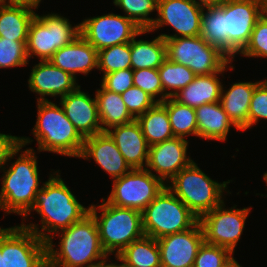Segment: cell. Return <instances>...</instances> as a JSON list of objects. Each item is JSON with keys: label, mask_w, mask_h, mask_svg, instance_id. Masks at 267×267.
<instances>
[{"label": "cell", "mask_w": 267, "mask_h": 267, "mask_svg": "<svg viewBox=\"0 0 267 267\" xmlns=\"http://www.w3.org/2000/svg\"><path fill=\"white\" fill-rule=\"evenodd\" d=\"M59 172H51L48 180L42 183L30 212L23 217L20 224L45 242L58 231L68 228L89 213V207L86 208L79 202ZM31 211L40 215L41 229L36 223L24 224L23 221L27 220Z\"/></svg>", "instance_id": "1"}, {"label": "cell", "mask_w": 267, "mask_h": 267, "mask_svg": "<svg viewBox=\"0 0 267 267\" xmlns=\"http://www.w3.org/2000/svg\"><path fill=\"white\" fill-rule=\"evenodd\" d=\"M56 236L60 237L58 245L53 243ZM46 244L47 267H98L109 259L102 248L96 220L90 212L80 221L58 231Z\"/></svg>", "instance_id": "2"}, {"label": "cell", "mask_w": 267, "mask_h": 267, "mask_svg": "<svg viewBox=\"0 0 267 267\" xmlns=\"http://www.w3.org/2000/svg\"><path fill=\"white\" fill-rule=\"evenodd\" d=\"M34 140L29 137H20V144L10 153L6 165L1 169L4 173L1 178L0 210L7 215L14 213L24 217L30 212L38 190L42 188L39 179L38 160L36 150L23 147L31 144ZM20 152V155H18ZM15 161L10 162L15 156ZM40 186V187H39Z\"/></svg>", "instance_id": "3"}, {"label": "cell", "mask_w": 267, "mask_h": 267, "mask_svg": "<svg viewBox=\"0 0 267 267\" xmlns=\"http://www.w3.org/2000/svg\"><path fill=\"white\" fill-rule=\"evenodd\" d=\"M32 131L39 153L47 151L78 158L82 153L84 138L66 117L61 104L37 101V119Z\"/></svg>", "instance_id": "4"}, {"label": "cell", "mask_w": 267, "mask_h": 267, "mask_svg": "<svg viewBox=\"0 0 267 267\" xmlns=\"http://www.w3.org/2000/svg\"><path fill=\"white\" fill-rule=\"evenodd\" d=\"M98 211H101V213ZM89 212L96 220L102 248L108 256L115 257L133 241L143 237L142 212L108 203L89 204Z\"/></svg>", "instance_id": "5"}, {"label": "cell", "mask_w": 267, "mask_h": 267, "mask_svg": "<svg viewBox=\"0 0 267 267\" xmlns=\"http://www.w3.org/2000/svg\"><path fill=\"white\" fill-rule=\"evenodd\" d=\"M230 181L232 182L228 180L219 183L211 179L193 160L177 173L166 187L200 219L219 206L225 195L231 194L227 186ZM225 192L227 194H224Z\"/></svg>", "instance_id": "6"}, {"label": "cell", "mask_w": 267, "mask_h": 267, "mask_svg": "<svg viewBox=\"0 0 267 267\" xmlns=\"http://www.w3.org/2000/svg\"><path fill=\"white\" fill-rule=\"evenodd\" d=\"M143 231L154 239L194 227L197 216L167 187L142 211Z\"/></svg>", "instance_id": "7"}, {"label": "cell", "mask_w": 267, "mask_h": 267, "mask_svg": "<svg viewBox=\"0 0 267 267\" xmlns=\"http://www.w3.org/2000/svg\"><path fill=\"white\" fill-rule=\"evenodd\" d=\"M80 35V24L72 26L58 13L37 14L30 23L27 40L28 58L49 60L61 47L71 44Z\"/></svg>", "instance_id": "8"}, {"label": "cell", "mask_w": 267, "mask_h": 267, "mask_svg": "<svg viewBox=\"0 0 267 267\" xmlns=\"http://www.w3.org/2000/svg\"><path fill=\"white\" fill-rule=\"evenodd\" d=\"M167 59L187 66L196 75L219 72L230 59L217 47L205 42L202 37H177L165 39Z\"/></svg>", "instance_id": "9"}, {"label": "cell", "mask_w": 267, "mask_h": 267, "mask_svg": "<svg viewBox=\"0 0 267 267\" xmlns=\"http://www.w3.org/2000/svg\"><path fill=\"white\" fill-rule=\"evenodd\" d=\"M106 201L114 206L143 211L166 187L147 169H132L113 180Z\"/></svg>", "instance_id": "10"}, {"label": "cell", "mask_w": 267, "mask_h": 267, "mask_svg": "<svg viewBox=\"0 0 267 267\" xmlns=\"http://www.w3.org/2000/svg\"><path fill=\"white\" fill-rule=\"evenodd\" d=\"M225 207L223 201L219 206L204 214L199 222L206 243L228 248L234 254L252 206L243 209L236 208V205L231 208Z\"/></svg>", "instance_id": "11"}, {"label": "cell", "mask_w": 267, "mask_h": 267, "mask_svg": "<svg viewBox=\"0 0 267 267\" xmlns=\"http://www.w3.org/2000/svg\"><path fill=\"white\" fill-rule=\"evenodd\" d=\"M267 0H227L225 25L228 33V58L233 61L250 40L258 19L266 9Z\"/></svg>", "instance_id": "12"}, {"label": "cell", "mask_w": 267, "mask_h": 267, "mask_svg": "<svg viewBox=\"0 0 267 267\" xmlns=\"http://www.w3.org/2000/svg\"><path fill=\"white\" fill-rule=\"evenodd\" d=\"M80 35L97 51L130 42L142 29L124 15L108 13L85 18Z\"/></svg>", "instance_id": "13"}, {"label": "cell", "mask_w": 267, "mask_h": 267, "mask_svg": "<svg viewBox=\"0 0 267 267\" xmlns=\"http://www.w3.org/2000/svg\"><path fill=\"white\" fill-rule=\"evenodd\" d=\"M203 7L192 0H158L157 18L149 29L154 32L163 26H170L175 33L163 34L164 40L177 37H193L201 34ZM177 32V33H176Z\"/></svg>", "instance_id": "14"}, {"label": "cell", "mask_w": 267, "mask_h": 267, "mask_svg": "<svg viewBox=\"0 0 267 267\" xmlns=\"http://www.w3.org/2000/svg\"><path fill=\"white\" fill-rule=\"evenodd\" d=\"M6 267H47V244L21 225L5 228Z\"/></svg>", "instance_id": "15"}, {"label": "cell", "mask_w": 267, "mask_h": 267, "mask_svg": "<svg viewBox=\"0 0 267 267\" xmlns=\"http://www.w3.org/2000/svg\"><path fill=\"white\" fill-rule=\"evenodd\" d=\"M204 241L200 222L185 231L158 238L161 267H193Z\"/></svg>", "instance_id": "16"}, {"label": "cell", "mask_w": 267, "mask_h": 267, "mask_svg": "<svg viewBox=\"0 0 267 267\" xmlns=\"http://www.w3.org/2000/svg\"><path fill=\"white\" fill-rule=\"evenodd\" d=\"M188 145V140L174 137L149 146L145 169L167 185L177 173L193 161L187 156Z\"/></svg>", "instance_id": "17"}, {"label": "cell", "mask_w": 267, "mask_h": 267, "mask_svg": "<svg viewBox=\"0 0 267 267\" xmlns=\"http://www.w3.org/2000/svg\"><path fill=\"white\" fill-rule=\"evenodd\" d=\"M76 81L77 79L71 74L53 65L49 60H45L33 65L28 79V88L40 96L37 101H46L49 100L46 95L62 98L73 92L80 86Z\"/></svg>", "instance_id": "18"}, {"label": "cell", "mask_w": 267, "mask_h": 267, "mask_svg": "<svg viewBox=\"0 0 267 267\" xmlns=\"http://www.w3.org/2000/svg\"><path fill=\"white\" fill-rule=\"evenodd\" d=\"M59 104L83 138L102 132L96 97L91 98L81 86L60 98Z\"/></svg>", "instance_id": "19"}, {"label": "cell", "mask_w": 267, "mask_h": 267, "mask_svg": "<svg viewBox=\"0 0 267 267\" xmlns=\"http://www.w3.org/2000/svg\"><path fill=\"white\" fill-rule=\"evenodd\" d=\"M79 158L88 161L92 158L104 172L111 176L112 181L132 170L107 132L84 138V146Z\"/></svg>", "instance_id": "20"}, {"label": "cell", "mask_w": 267, "mask_h": 267, "mask_svg": "<svg viewBox=\"0 0 267 267\" xmlns=\"http://www.w3.org/2000/svg\"><path fill=\"white\" fill-rule=\"evenodd\" d=\"M106 132L132 169H145L149 145L136 119L128 124L112 127Z\"/></svg>", "instance_id": "21"}, {"label": "cell", "mask_w": 267, "mask_h": 267, "mask_svg": "<svg viewBox=\"0 0 267 267\" xmlns=\"http://www.w3.org/2000/svg\"><path fill=\"white\" fill-rule=\"evenodd\" d=\"M97 57L98 51L79 35L71 44L58 49L49 61L77 79V73L88 75L98 69Z\"/></svg>", "instance_id": "22"}, {"label": "cell", "mask_w": 267, "mask_h": 267, "mask_svg": "<svg viewBox=\"0 0 267 267\" xmlns=\"http://www.w3.org/2000/svg\"><path fill=\"white\" fill-rule=\"evenodd\" d=\"M232 62L230 60L219 72L209 75H196L194 80L176 93L173 98L179 103L194 109L203 104L219 102L223 86L219 75L226 72L228 65Z\"/></svg>", "instance_id": "23"}, {"label": "cell", "mask_w": 267, "mask_h": 267, "mask_svg": "<svg viewBox=\"0 0 267 267\" xmlns=\"http://www.w3.org/2000/svg\"><path fill=\"white\" fill-rule=\"evenodd\" d=\"M260 82H235L227 90L224 88V85L222 86L219 102L229 119L240 131H246L248 129L250 101L255 87Z\"/></svg>", "instance_id": "24"}, {"label": "cell", "mask_w": 267, "mask_h": 267, "mask_svg": "<svg viewBox=\"0 0 267 267\" xmlns=\"http://www.w3.org/2000/svg\"><path fill=\"white\" fill-rule=\"evenodd\" d=\"M197 137L203 140L226 141L231 127L239 129L229 119L220 102L207 103L195 108Z\"/></svg>", "instance_id": "25"}, {"label": "cell", "mask_w": 267, "mask_h": 267, "mask_svg": "<svg viewBox=\"0 0 267 267\" xmlns=\"http://www.w3.org/2000/svg\"><path fill=\"white\" fill-rule=\"evenodd\" d=\"M151 33L149 30H141L130 41L131 68L139 69H158L167 59L166 44L161 36L155 37L152 41L136 40L137 36Z\"/></svg>", "instance_id": "26"}, {"label": "cell", "mask_w": 267, "mask_h": 267, "mask_svg": "<svg viewBox=\"0 0 267 267\" xmlns=\"http://www.w3.org/2000/svg\"><path fill=\"white\" fill-rule=\"evenodd\" d=\"M96 89L95 97L99 111L102 132L112 127L128 124L135 118L127 110L121 94L109 91L102 85Z\"/></svg>", "instance_id": "27"}, {"label": "cell", "mask_w": 267, "mask_h": 267, "mask_svg": "<svg viewBox=\"0 0 267 267\" xmlns=\"http://www.w3.org/2000/svg\"><path fill=\"white\" fill-rule=\"evenodd\" d=\"M35 15L33 9L0 2V37L27 41L29 26Z\"/></svg>", "instance_id": "28"}, {"label": "cell", "mask_w": 267, "mask_h": 267, "mask_svg": "<svg viewBox=\"0 0 267 267\" xmlns=\"http://www.w3.org/2000/svg\"><path fill=\"white\" fill-rule=\"evenodd\" d=\"M115 259L127 267H161L157 239L146 235L133 241Z\"/></svg>", "instance_id": "29"}, {"label": "cell", "mask_w": 267, "mask_h": 267, "mask_svg": "<svg viewBox=\"0 0 267 267\" xmlns=\"http://www.w3.org/2000/svg\"><path fill=\"white\" fill-rule=\"evenodd\" d=\"M136 121L149 146L174 138L167 108L162 103H156Z\"/></svg>", "instance_id": "30"}, {"label": "cell", "mask_w": 267, "mask_h": 267, "mask_svg": "<svg viewBox=\"0 0 267 267\" xmlns=\"http://www.w3.org/2000/svg\"><path fill=\"white\" fill-rule=\"evenodd\" d=\"M200 36L205 42L217 47L228 57V33H226L225 25V3L220 6H208L203 8Z\"/></svg>", "instance_id": "31"}, {"label": "cell", "mask_w": 267, "mask_h": 267, "mask_svg": "<svg viewBox=\"0 0 267 267\" xmlns=\"http://www.w3.org/2000/svg\"><path fill=\"white\" fill-rule=\"evenodd\" d=\"M162 104L167 108L174 137L186 139L197 137V120L195 109L183 105L173 97L166 98Z\"/></svg>", "instance_id": "32"}, {"label": "cell", "mask_w": 267, "mask_h": 267, "mask_svg": "<svg viewBox=\"0 0 267 267\" xmlns=\"http://www.w3.org/2000/svg\"><path fill=\"white\" fill-rule=\"evenodd\" d=\"M158 72L163 86V101L185 88L196 76L187 66L168 59L158 68Z\"/></svg>", "instance_id": "33"}, {"label": "cell", "mask_w": 267, "mask_h": 267, "mask_svg": "<svg viewBox=\"0 0 267 267\" xmlns=\"http://www.w3.org/2000/svg\"><path fill=\"white\" fill-rule=\"evenodd\" d=\"M113 4L142 30H149L156 19L149 16L157 11L158 0H113Z\"/></svg>", "instance_id": "34"}, {"label": "cell", "mask_w": 267, "mask_h": 267, "mask_svg": "<svg viewBox=\"0 0 267 267\" xmlns=\"http://www.w3.org/2000/svg\"><path fill=\"white\" fill-rule=\"evenodd\" d=\"M130 42L117 44L98 51V69L105 74L131 68Z\"/></svg>", "instance_id": "35"}, {"label": "cell", "mask_w": 267, "mask_h": 267, "mask_svg": "<svg viewBox=\"0 0 267 267\" xmlns=\"http://www.w3.org/2000/svg\"><path fill=\"white\" fill-rule=\"evenodd\" d=\"M27 41H15L0 37V69L29 64Z\"/></svg>", "instance_id": "36"}, {"label": "cell", "mask_w": 267, "mask_h": 267, "mask_svg": "<svg viewBox=\"0 0 267 267\" xmlns=\"http://www.w3.org/2000/svg\"><path fill=\"white\" fill-rule=\"evenodd\" d=\"M245 57L267 58V13L258 19L250 36V40L239 55Z\"/></svg>", "instance_id": "37"}, {"label": "cell", "mask_w": 267, "mask_h": 267, "mask_svg": "<svg viewBox=\"0 0 267 267\" xmlns=\"http://www.w3.org/2000/svg\"><path fill=\"white\" fill-rule=\"evenodd\" d=\"M233 255L228 248L204 241L198 250L193 267H223Z\"/></svg>", "instance_id": "38"}, {"label": "cell", "mask_w": 267, "mask_h": 267, "mask_svg": "<svg viewBox=\"0 0 267 267\" xmlns=\"http://www.w3.org/2000/svg\"><path fill=\"white\" fill-rule=\"evenodd\" d=\"M133 85L141 88L157 103L163 102V86L158 69L133 70Z\"/></svg>", "instance_id": "39"}, {"label": "cell", "mask_w": 267, "mask_h": 267, "mask_svg": "<svg viewBox=\"0 0 267 267\" xmlns=\"http://www.w3.org/2000/svg\"><path fill=\"white\" fill-rule=\"evenodd\" d=\"M121 96L127 110L135 119L157 103L149 94L134 85L123 92Z\"/></svg>", "instance_id": "40"}, {"label": "cell", "mask_w": 267, "mask_h": 267, "mask_svg": "<svg viewBox=\"0 0 267 267\" xmlns=\"http://www.w3.org/2000/svg\"><path fill=\"white\" fill-rule=\"evenodd\" d=\"M260 119L267 120V79L255 87L248 112V129L257 125Z\"/></svg>", "instance_id": "41"}, {"label": "cell", "mask_w": 267, "mask_h": 267, "mask_svg": "<svg viewBox=\"0 0 267 267\" xmlns=\"http://www.w3.org/2000/svg\"><path fill=\"white\" fill-rule=\"evenodd\" d=\"M101 84L105 89L122 94L133 86V69L128 68L105 74L102 76Z\"/></svg>", "instance_id": "42"}, {"label": "cell", "mask_w": 267, "mask_h": 267, "mask_svg": "<svg viewBox=\"0 0 267 267\" xmlns=\"http://www.w3.org/2000/svg\"><path fill=\"white\" fill-rule=\"evenodd\" d=\"M20 144V136L0 133V170L7 165L10 153Z\"/></svg>", "instance_id": "43"}, {"label": "cell", "mask_w": 267, "mask_h": 267, "mask_svg": "<svg viewBox=\"0 0 267 267\" xmlns=\"http://www.w3.org/2000/svg\"><path fill=\"white\" fill-rule=\"evenodd\" d=\"M42 0H0L1 3L7 5L24 6L30 9H38Z\"/></svg>", "instance_id": "44"}, {"label": "cell", "mask_w": 267, "mask_h": 267, "mask_svg": "<svg viewBox=\"0 0 267 267\" xmlns=\"http://www.w3.org/2000/svg\"><path fill=\"white\" fill-rule=\"evenodd\" d=\"M0 267H6L5 264V228L0 226Z\"/></svg>", "instance_id": "45"}, {"label": "cell", "mask_w": 267, "mask_h": 267, "mask_svg": "<svg viewBox=\"0 0 267 267\" xmlns=\"http://www.w3.org/2000/svg\"><path fill=\"white\" fill-rule=\"evenodd\" d=\"M197 5L205 8L208 6H220L225 3L227 0H192Z\"/></svg>", "instance_id": "46"}, {"label": "cell", "mask_w": 267, "mask_h": 267, "mask_svg": "<svg viewBox=\"0 0 267 267\" xmlns=\"http://www.w3.org/2000/svg\"><path fill=\"white\" fill-rule=\"evenodd\" d=\"M223 267H242L238 261H236L235 257L232 256Z\"/></svg>", "instance_id": "47"}, {"label": "cell", "mask_w": 267, "mask_h": 267, "mask_svg": "<svg viewBox=\"0 0 267 267\" xmlns=\"http://www.w3.org/2000/svg\"><path fill=\"white\" fill-rule=\"evenodd\" d=\"M98 267H119L115 262H111L110 259L108 262L104 263L103 265H100Z\"/></svg>", "instance_id": "48"}, {"label": "cell", "mask_w": 267, "mask_h": 267, "mask_svg": "<svg viewBox=\"0 0 267 267\" xmlns=\"http://www.w3.org/2000/svg\"><path fill=\"white\" fill-rule=\"evenodd\" d=\"M263 180L266 182V186H267V171L263 175Z\"/></svg>", "instance_id": "49"}, {"label": "cell", "mask_w": 267, "mask_h": 267, "mask_svg": "<svg viewBox=\"0 0 267 267\" xmlns=\"http://www.w3.org/2000/svg\"><path fill=\"white\" fill-rule=\"evenodd\" d=\"M119 267H127V266H124L122 263H118V262H115Z\"/></svg>", "instance_id": "50"}]
</instances>
